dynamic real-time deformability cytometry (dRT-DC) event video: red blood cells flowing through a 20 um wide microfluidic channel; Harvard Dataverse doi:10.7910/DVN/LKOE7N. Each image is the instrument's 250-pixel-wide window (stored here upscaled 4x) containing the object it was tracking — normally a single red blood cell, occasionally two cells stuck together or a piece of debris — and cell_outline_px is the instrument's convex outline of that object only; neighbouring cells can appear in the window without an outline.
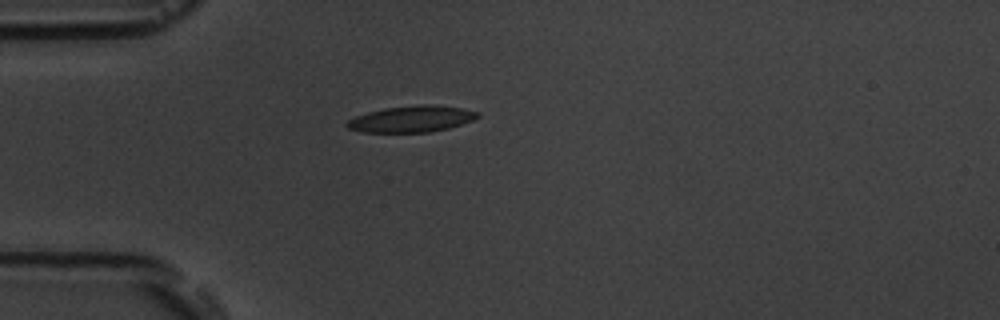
{"species": "common noctule bat (a hibernating species)", "species_latin": "Nyctalus noctula", "temperature_condition": "room temperature", "stored_images_in_passage": 2, "camera_frame_rate_fps": 3000, "um_per_image_px": 0.085, "animal": {"sex": "male", "body_mass_g": 19.5, "forearm_length_mm": 54.6}, "frame": {"image": 1, "passage_image": 1, "time_ms": 0.0, "image_size_px": [1000, 320], "cell_outline_px": [[480, 116], [472, 120], [448, 128], [428, 132], [360, 132], [348, 128], [344, 124], [348, 120], [356, 116], [368, 112], [384, 108], [420, 104], [432, 104], [460, 108], [480, 112]], "centroid_in_image_um": [34.96, 10.11], "position_along_channel_um": 50.0, "area_um2": 20.0}}